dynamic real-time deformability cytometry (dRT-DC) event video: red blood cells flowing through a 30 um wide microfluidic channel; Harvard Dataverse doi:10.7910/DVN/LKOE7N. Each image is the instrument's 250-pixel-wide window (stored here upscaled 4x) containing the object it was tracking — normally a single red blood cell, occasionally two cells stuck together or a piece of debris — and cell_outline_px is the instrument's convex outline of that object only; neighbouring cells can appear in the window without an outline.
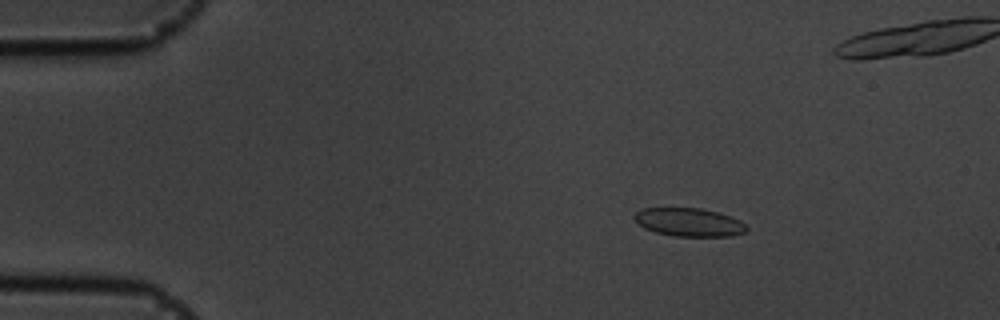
{"species": "common noctule bat (a hibernating species)", "species_latin": "Nyctalus noctula", "temperature_condition": "cold", "stored_images_in_passage": 53, "camera_frame_rate_fps": 3000, "um_per_image_px": 0.085, "animal": {"sex": "male", "body_mass_g": 19.5, "forearm_length_mm": 54.6}, "frame": {"image": 1, "passage_image": 5, "time_ms": 1.333, "image_size_px": [1000, 320], "cell_outline_px": [[748, 228], [744, 232], [732, 236], [672, 236], [656, 232], [644, 228], [632, 216], [636, 212], [644, 208], [700, 208], [732, 216], [740, 220]], "centroid_in_image_um": [58.57, 18.89], "position_along_channel_um": 26.4, "area_um2": 18.44}}
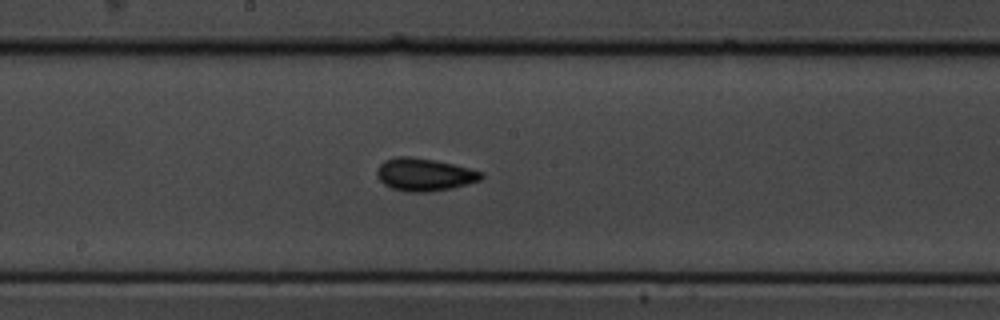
{"frame": {"image": 2, "passage_image": 26, "time_ms": 8.333, "image_size_px": [1000, 320], "cell_outline_px": [[484, 176], [480, 180], [452, 188], [428, 192], [408, 192], [392, 188], [384, 184], [376, 176], [376, 172], [380, 164], [384, 160], [396, 156], [408, 156], [432, 160], [452, 164], [484, 172]], "centroid_in_image_um": [36.05, 14.84], "position_along_channel_um": 212.2, "area_um2": 19.77}}
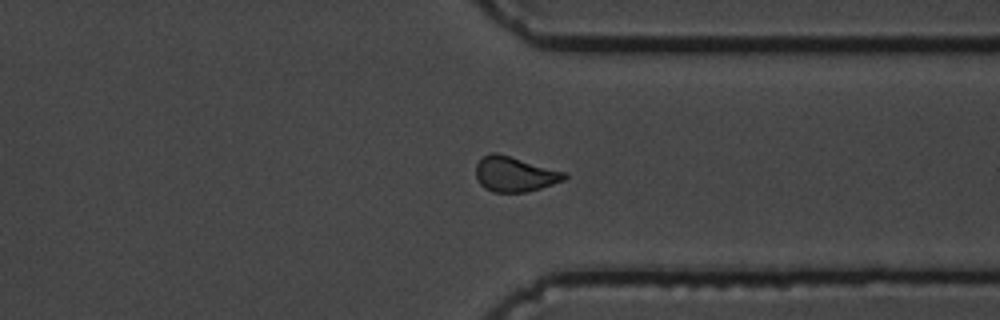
{"frame": {"image": 3, "passage_image": 39, "time_ms": 12.667, "image_size_px": [1000, 320], "cell_outline_px": [[568, 176], [564, 180], [540, 188], [524, 192], [492, 192], [484, 188], [480, 184], [476, 176], [476, 164], [484, 156], [492, 152], [496, 152], [568, 172]], "centroid_in_image_um": [43.76, 14.8], "position_along_channel_um": 367.6, "area_um2": 18.15}, "authors_computed_cell_mechanics": {"area_um2": 18.6116, "velocity_mm_per_s": 3.5916, "shape_relaxation_time_tau1_ms": 3.6608, "shape_relaxation_time_tau2_ms": 2.8453, "deformation_change_tau1": 0.0843, "deformation_change_tau2": 0.0586}}